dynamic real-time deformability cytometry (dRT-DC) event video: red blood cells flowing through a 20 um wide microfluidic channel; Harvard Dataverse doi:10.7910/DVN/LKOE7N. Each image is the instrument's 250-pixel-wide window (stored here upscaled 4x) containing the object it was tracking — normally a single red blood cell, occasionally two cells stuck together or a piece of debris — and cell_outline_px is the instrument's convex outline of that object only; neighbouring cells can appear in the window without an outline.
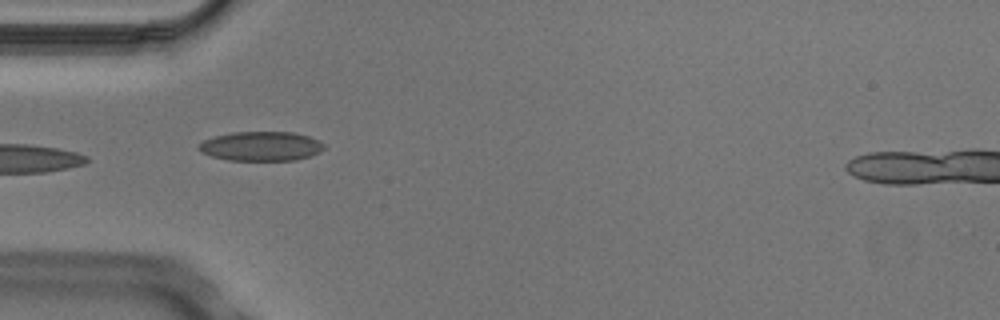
{"species": "Egyptian fruit bat (a non-hibernating species)", "species_latin": "Rousettus aegyptiacus", "temperature_condition": "cold", "stored_images_in_passage": 8, "camera_frame_rate_fps": 3000, "um_per_image_px": 0.085, "animal": {"sex": "male"}, "frame": {"image": 1, "passage_image": 4, "time_ms": 1.0, "image_size_px": [1000, 320], "cell_outline_px": [[324, 148], [320, 152], [296, 160], [228, 160], [212, 156], [200, 152], [196, 148], [204, 140], [216, 136], [232, 132], [292, 132], [308, 136], [320, 140], [324, 144]], "centroid_in_image_um": [22.19, 12.42], "position_along_channel_um": 62.8, "area_um2": 21.39}}
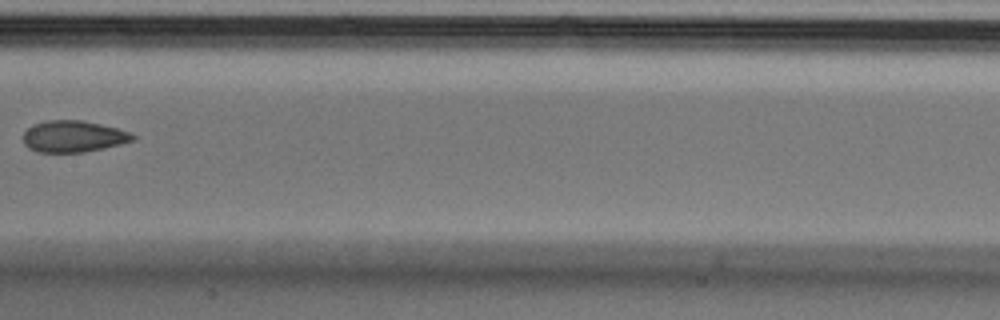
{"frame": {"image": 2, "passage_image": 7, "time_ms": 2.0, "image_size_px": [1000, 320], "cell_outline_px": [[136, 140], [104, 148], [84, 152], [36, 152], [28, 148], [24, 144], [24, 132], [32, 124], [44, 120], [84, 120], [116, 128], [128, 132], [136, 136]], "centroid_in_image_um": [6.21, 11.59], "position_along_channel_um": 201.2, "area_um2": 20.23}}
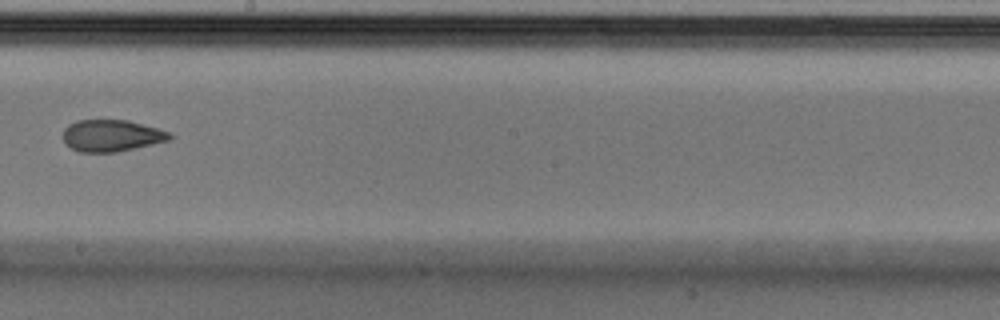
{"frame": {"image": 3, "passage_image": 8, "time_ms": 2.333, "image_size_px": [1000, 320], "cell_outline_px": [[176, 136], [168, 140], [116, 152], [80, 152], [72, 148], [64, 140], [64, 128], [68, 124], [76, 120], [128, 120], [156, 128], [168, 132]], "centroid_in_image_um": [9.47, 11.52], "position_along_channel_um": 238.7, "area_um2": 19.48}}